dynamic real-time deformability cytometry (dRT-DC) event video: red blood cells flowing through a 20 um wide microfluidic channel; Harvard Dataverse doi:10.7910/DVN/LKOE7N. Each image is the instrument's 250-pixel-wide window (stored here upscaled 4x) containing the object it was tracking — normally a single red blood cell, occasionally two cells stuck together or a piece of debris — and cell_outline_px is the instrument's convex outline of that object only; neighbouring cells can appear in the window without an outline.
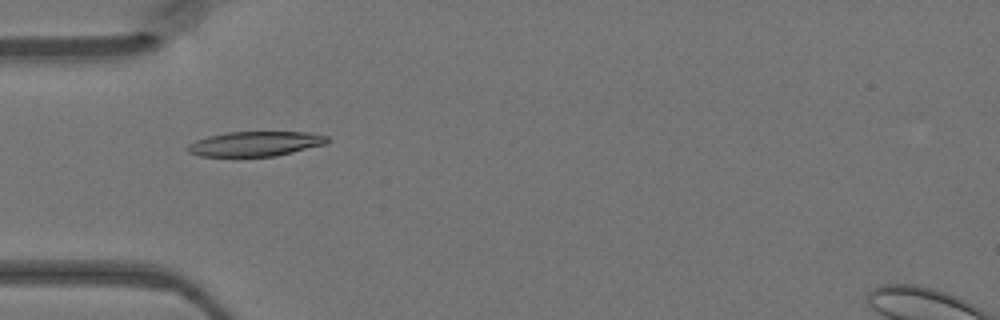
{"species": "Egyptian fruit bat (a non-hibernating species)", "species_latin": "Rousettus aegyptiacus", "temperature_condition": "warm", "stored_images_in_passage": 34, "camera_frame_rate_fps": 3000, "um_per_image_px": 0.085, "animal": {"sex": "female"}, "frame": {"image": 1, "passage_image": 1, "time_ms": 0.0, "image_size_px": [1000, 320], "cell_outline_px": [[328, 140], [324, 144], [276, 156], [200, 156], [188, 152], [184, 148], [188, 144], [196, 140], [208, 136], [228, 132], [308, 132], [328, 136]], "centroid_in_image_um": [21.65, 12.22], "position_along_channel_um": 63.4, "area_um2": 20.06}}
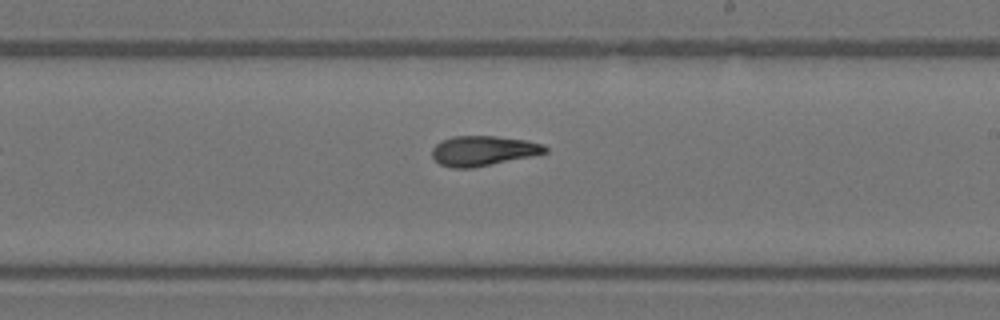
{"frame": {"image": 2, "passage_image": 14, "time_ms": 4.333, "image_size_px": [1000, 320], "cell_outline_px": [[548, 152], [532, 156], [472, 168], [452, 168], [440, 164], [432, 156], [432, 148], [440, 140], [452, 136], [496, 136], [528, 140], [544, 144], [548, 148]], "centroid_in_image_um": [41.08, 12.81], "position_along_channel_um": 247.9, "area_um2": 19.88}}
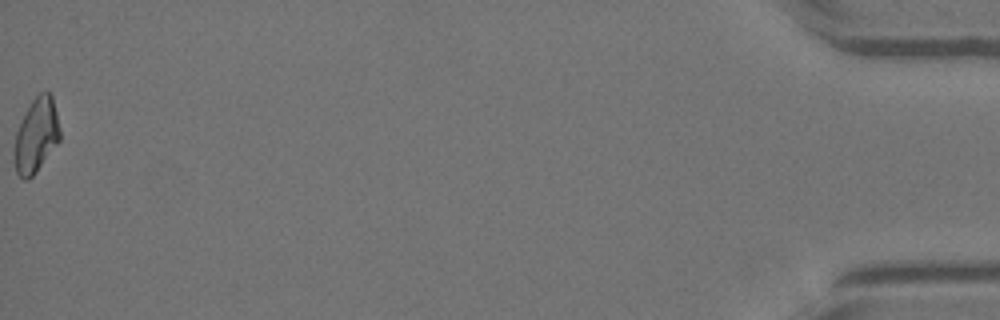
{"frame": {"image": 3, "passage_image": 34, "time_ms": 11.0, "image_size_px": [1000, 320], "cell_outline_px": [[60, 140], [36, 172], [28, 180], [24, 180], [16, 172], [16, 132], [32, 100], [40, 92], [48, 88], [52, 96], [56, 112], [60, 132]], "centroid_in_image_um": [3.12, 11.47], "position_along_channel_um": 432.1, "area_um2": 19.25}}